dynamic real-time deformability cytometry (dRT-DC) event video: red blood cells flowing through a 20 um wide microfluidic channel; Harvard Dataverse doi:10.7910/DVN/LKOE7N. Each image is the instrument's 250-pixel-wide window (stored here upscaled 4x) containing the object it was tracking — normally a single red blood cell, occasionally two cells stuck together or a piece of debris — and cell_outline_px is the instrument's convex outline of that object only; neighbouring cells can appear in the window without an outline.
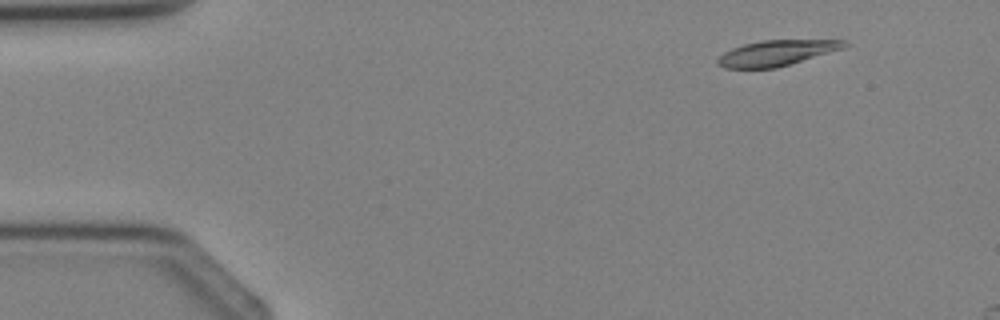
{"species": "Egyptian fruit bat (a non-hibernating species)", "species_latin": "Rousettus aegyptiacus", "temperature_condition": "cold", "stored_images_in_passage": 3, "camera_frame_rate_fps": 3000, "um_per_image_px": 0.085, "animal": {"sex": "female"}, "frame": {"image": 1, "passage_image": 1, "time_ms": 0.0, "image_size_px": [1000, 320], "cell_outline_px": [[848, 44], [844, 48], [776, 68], [724, 68], [716, 64], [716, 60], [724, 52], [732, 48], [744, 44], [764, 40], [844, 40]], "centroid_in_image_um": [65.97, 4.5], "position_along_channel_um": 19.0, "area_um2": 18.67}}